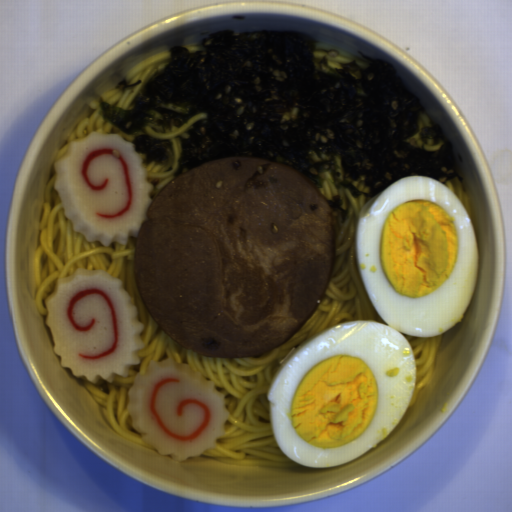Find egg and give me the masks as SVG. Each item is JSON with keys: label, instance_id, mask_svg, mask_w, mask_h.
Masks as SVG:
<instances>
[{"label": "egg", "instance_id": "d2b9013d", "mask_svg": "<svg viewBox=\"0 0 512 512\" xmlns=\"http://www.w3.org/2000/svg\"><path fill=\"white\" fill-rule=\"evenodd\" d=\"M363 288L386 324H337L281 365L267 400L283 453L304 467L343 466L382 442L415 393L409 335L434 337L462 318L477 285L476 231L455 192L406 176L359 211Z\"/></svg>", "mask_w": 512, "mask_h": 512}]
</instances>
